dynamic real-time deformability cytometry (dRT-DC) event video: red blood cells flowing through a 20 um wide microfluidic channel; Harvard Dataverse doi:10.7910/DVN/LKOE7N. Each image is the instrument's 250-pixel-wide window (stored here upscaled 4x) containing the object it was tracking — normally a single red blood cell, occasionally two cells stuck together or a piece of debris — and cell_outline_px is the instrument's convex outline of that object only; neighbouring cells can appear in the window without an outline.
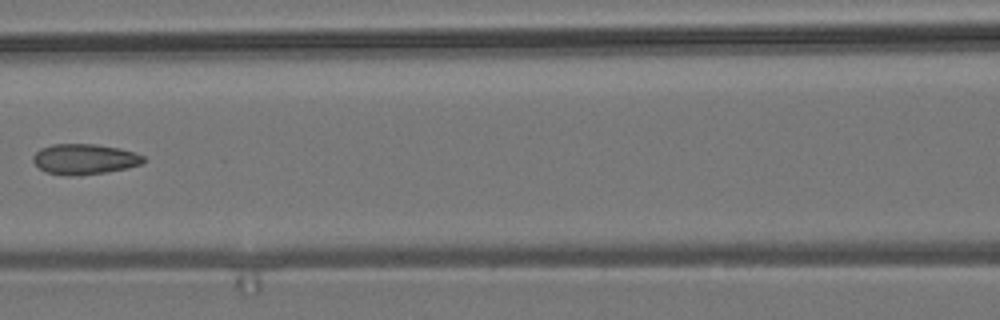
{"species": "common noctule bat (a hibernating species)", "species_latin": "Nyctalus noctula", "temperature_condition": "room temperature", "stored_images_in_passage": 7, "camera_frame_rate_fps": 3000, "um_per_image_px": 0.085, "animal": {"sex": "male", "body_mass_g": 19.2, "forearm_length_mm": 51.8}, "frame": {"image": 1, "passage_image": 6, "time_ms": 7.333, "image_size_px": [1000, 320], "cell_outline_px": [[144, 164], [128, 168], [104, 172], [76, 176], [68, 176], [44, 172], [32, 160], [32, 156], [40, 148], [52, 144], [96, 144], [120, 148], [136, 152], [144, 156]], "centroid_in_image_um": [7.19, 13.52], "position_along_channel_um": 159.4, "area_um2": 19.83}}
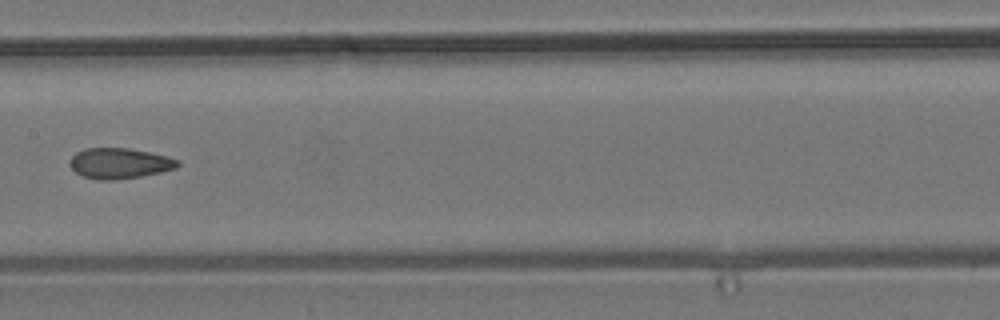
{"frame": {"image": 2, "passage_image": 7, "time_ms": 8.333, "image_size_px": [1000, 320], "cell_outline_px": [[180, 164], [176, 168], [160, 172], [140, 176], [116, 180], [96, 180], [84, 176], [76, 172], [72, 168], [72, 156], [76, 152], [84, 148], [128, 148], [168, 156], [180, 160]], "centroid_in_image_um": [10.19, 13.88], "position_along_channel_um": 197.2, "area_um2": 19.07}}